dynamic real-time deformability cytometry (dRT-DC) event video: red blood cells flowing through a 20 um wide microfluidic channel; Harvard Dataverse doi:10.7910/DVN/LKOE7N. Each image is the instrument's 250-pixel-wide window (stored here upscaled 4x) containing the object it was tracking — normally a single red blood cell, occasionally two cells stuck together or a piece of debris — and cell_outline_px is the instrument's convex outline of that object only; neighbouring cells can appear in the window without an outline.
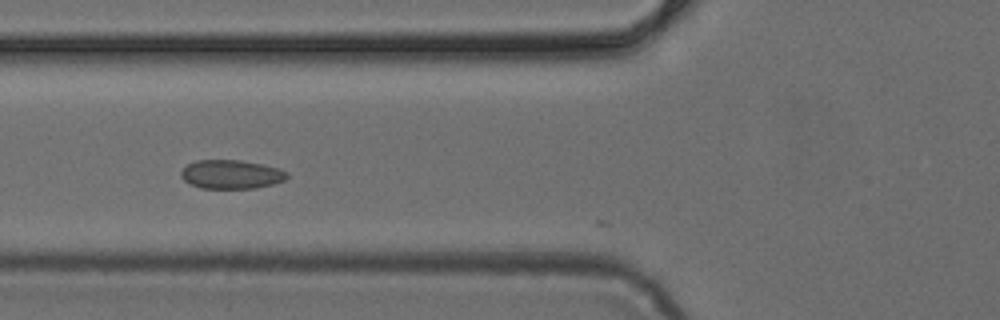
{"species": "common noctule bat (a hibernating species)", "species_latin": "Nyctalus noctula", "temperature_condition": "cold", "stored_images_in_passage": 8, "camera_frame_rate_fps": 3000, "um_per_image_px": 0.085, "animal": {"sex": "female", "body_mass_g": 24.6, "forearm_length_mm": 56.2}, "frame": {"image": 1, "passage_image": 3, "time_ms": 0.667, "image_size_px": [1000, 320], "cell_outline_px": [[288, 176], [284, 180], [272, 184], [256, 188], [200, 188], [184, 180], [180, 176], [180, 172], [188, 164], [196, 160], [240, 160], [280, 168], [288, 172]], "centroid_in_image_um": [19.66, 14.81], "position_along_channel_um": 106.1, "area_um2": 17.74}}
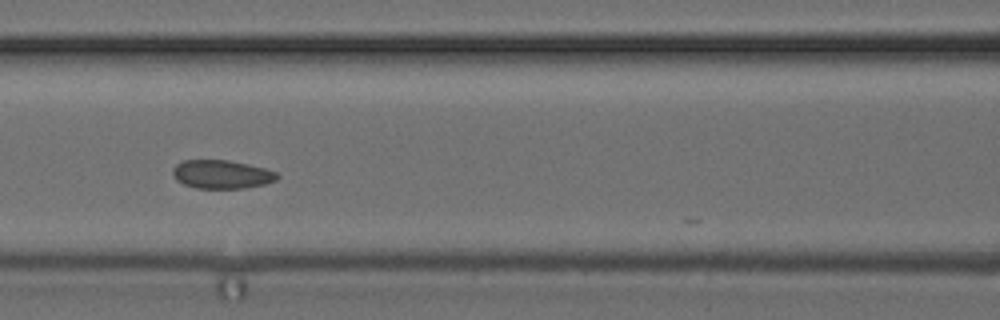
{"frame": {"image": 2, "passage_image": 6, "time_ms": 1.667, "image_size_px": [1000, 320], "cell_outline_px": [[280, 176], [276, 180], [264, 184], [244, 188], [196, 188], [184, 184], [176, 180], [172, 172], [172, 168], [176, 164], [184, 160], [228, 160], [248, 164], [264, 168], [276, 172]], "centroid_in_image_um": [18.83, 14.81], "position_along_channel_um": 147.8, "area_um2": 17.34}}